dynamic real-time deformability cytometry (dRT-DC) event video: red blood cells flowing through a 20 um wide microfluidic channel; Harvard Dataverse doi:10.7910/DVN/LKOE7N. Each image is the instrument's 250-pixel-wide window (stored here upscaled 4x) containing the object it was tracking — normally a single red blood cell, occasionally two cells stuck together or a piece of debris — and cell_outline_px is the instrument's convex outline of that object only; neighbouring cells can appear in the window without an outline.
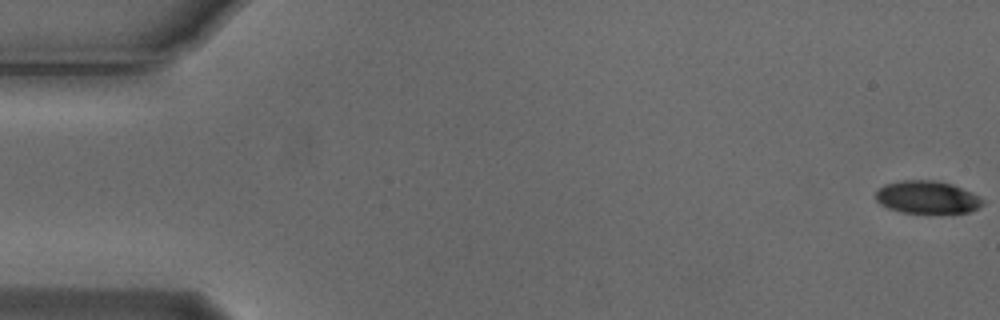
{"species": "Egyptian fruit bat (a non-hibernating species)", "species_latin": "Rousettus aegyptiacus", "temperature_condition": "cold", "stored_images_in_passage": 15, "camera_frame_rate_fps": 3000, "um_per_image_px": 0.085, "animal": {"sex": "male"}, "frame": {"image": 1, "passage_image": 1, "time_ms": 0.0, "image_size_px": [1000, 320], "cell_outline_px": [[984, 204], [980, 208], [968, 212], [940, 216], [900, 212], [888, 208], [880, 204], [876, 200], [876, 192], [884, 184], [900, 180], [932, 180], [952, 184], [972, 192], [980, 196], [984, 200]], "centroid_in_image_um": [78.86, 16.82], "position_along_channel_um": 6.1, "area_um2": 21.33}}
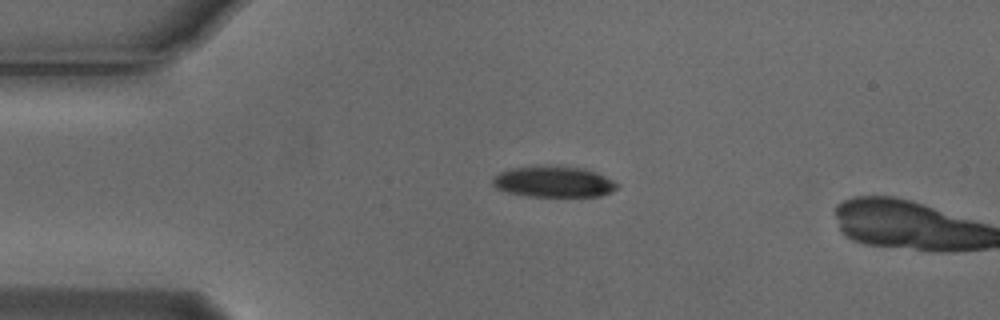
{"frame": {"image": 2, "passage_image": 13, "time_ms": 4.0, "image_size_px": [1000, 320], "cell_outline_px": [[620, 184], [616, 188], [600, 196], [528, 196], [508, 192], [496, 188], [492, 184], [492, 180], [500, 172], [512, 168], [584, 168], [596, 172]], "centroid_in_image_um": [47.07, 15.48], "position_along_channel_um": 37.9, "area_um2": 21.5}}